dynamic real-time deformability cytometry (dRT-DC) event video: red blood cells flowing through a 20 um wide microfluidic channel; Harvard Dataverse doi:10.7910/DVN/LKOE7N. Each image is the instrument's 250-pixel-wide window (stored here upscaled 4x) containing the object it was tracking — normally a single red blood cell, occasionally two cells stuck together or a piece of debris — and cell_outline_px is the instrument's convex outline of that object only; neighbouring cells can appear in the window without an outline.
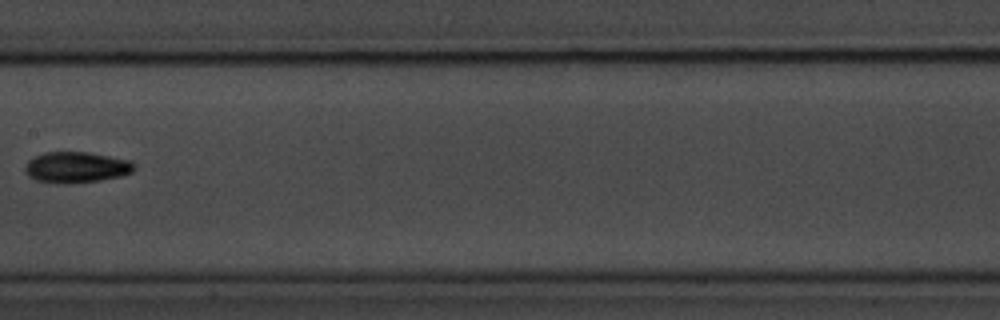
{"species": "common noctule bat (a hibernating species)", "species_latin": "Nyctalus noctula", "temperature_condition": "room temperature", "stored_images_in_passage": 9, "camera_frame_rate_fps": 3000, "um_per_image_px": 0.085, "animal": {"sex": "male", "body_mass_g": 20.1, "forearm_length_mm": 53.5}, "frame": {"image": 1, "passage_image": 6, "time_ms": 6.0, "image_size_px": [1000, 320], "cell_outline_px": [[136, 168], [132, 172], [120, 176], [100, 180], [72, 184], [60, 184], [36, 180], [28, 176], [24, 172], [24, 168], [28, 160], [44, 152], [88, 152], [132, 160], [136, 164]], "centroid_in_image_um": [6.5, 14.22], "position_along_channel_um": 200.9, "area_um2": 20.0}}